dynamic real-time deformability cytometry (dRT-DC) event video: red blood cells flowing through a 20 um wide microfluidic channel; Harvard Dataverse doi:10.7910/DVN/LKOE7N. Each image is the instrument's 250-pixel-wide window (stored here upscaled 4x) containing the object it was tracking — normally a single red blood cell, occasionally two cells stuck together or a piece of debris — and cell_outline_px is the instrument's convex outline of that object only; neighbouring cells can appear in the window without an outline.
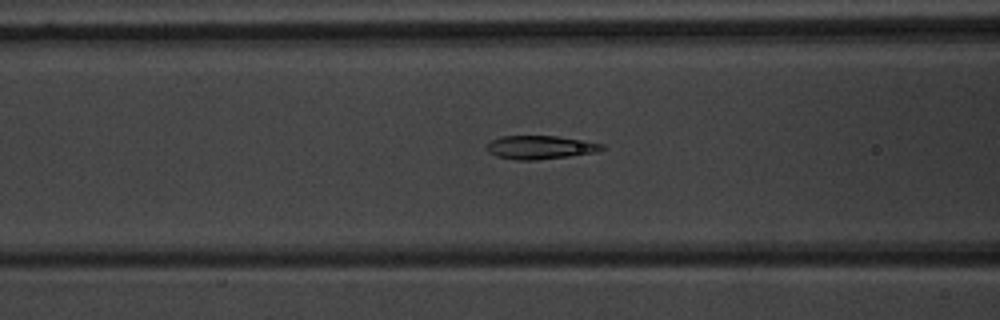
{"species": "common noctule bat (a hibernating species)", "species_latin": "Nyctalus noctula", "temperature_condition": "warm", "stored_images_in_passage": 35, "camera_frame_rate_fps": 3000, "um_per_image_px": 0.085, "animal": {"sex": "male", "body_mass_g": 20.1, "forearm_length_mm": 53.5}, "frame": {"image": 1, "passage_image": 5, "time_ms": 1.333, "image_size_px": [1000, 320], "cell_outline_px": [[604, 148], [596, 152], [568, 156], [536, 160], [516, 160], [496, 156], [488, 152], [488, 144], [492, 140], [500, 136], [556, 136], [604, 144]], "centroid_in_image_um": [45.9, 12.52], "position_along_channel_um": 120.7, "area_um2": 15.55}}
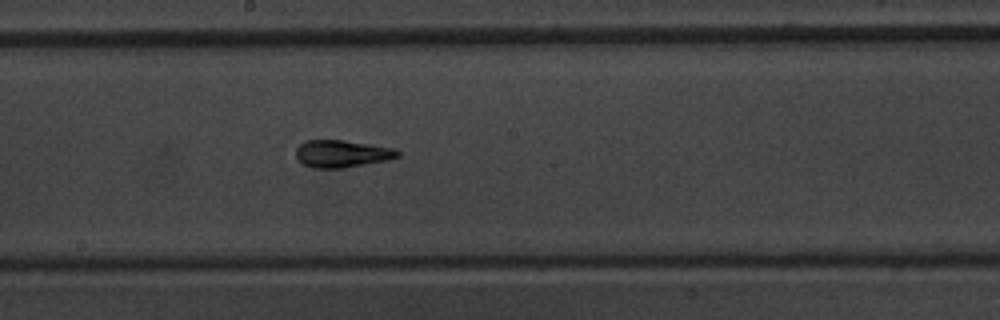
{"frame": {"image": 2, "passage_image": 13, "time_ms": 4.0, "image_size_px": [1000, 320], "cell_outline_px": [[400, 156], [388, 160], [344, 168], [312, 168], [300, 164], [296, 160], [296, 148], [304, 140], [344, 140], [396, 148], [400, 152]], "centroid_in_image_um": [29.04, 13.07], "position_along_channel_um": 219.2, "area_um2": 16.53}}
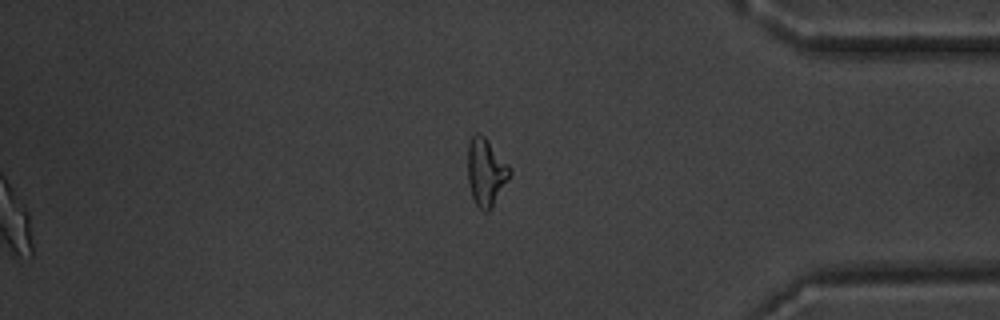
{"frame": {"image": 3, "passage_image": 29, "time_ms": 9.333, "image_size_px": [1000, 320], "cell_outline_px": [[512, 172], [508, 180], [492, 208], [488, 212], [484, 212], [476, 204], [472, 196], [468, 184], [468, 144], [472, 136], [476, 132], [484, 136], [512, 168]], "centroid_in_image_um": [41.31, 14.64], "position_along_channel_um": 393.9, "area_um2": 16.59}}